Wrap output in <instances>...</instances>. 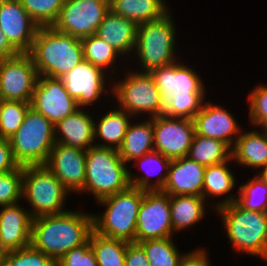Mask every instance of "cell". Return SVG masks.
I'll return each mask as SVG.
<instances>
[{
    "instance_id": "obj_48",
    "label": "cell",
    "mask_w": 267,
    "mask_h": 266,
    "mask_svg": "<svg viewBox=\"0 0 267 266\" xmlns=\"http://www.w3.org/2000/svg\"><path fill=\"white\" fill-rule=\"evenodd\" d=\"M261 168H263V170L258 173V176L267 184V164Z\"/></svg>"
},
{
    "instance_id": "obj_12",
    "label": "cell",
    "mask_w": 267,
    "mask_h": 266,
    "mask_svg": "<svg viewBox=\"0 0 267 266\" xmlns=\"http://www.w3.org/2000/svg\"><path fill=\"white\" fill-rule=\"evenodd\" d=\"M172 235L170 195L161 190L144 191L137 216L136 243Z\"/></svg>"
},
{
    "instance_id": "obj_7",
    "label": "cell",
    "mask_w": 267,
    "mask_h": 266,
    "mask_svg": "<svg viewBox=\"0 0 267 266\" xmlns=\"http://www.w3.org/2000/svg\"><path fill=\"white\" fill-rule=\"evenodd\" d=\"M69 191L44 165L23 167L22 198L32 207V218L45 215H58L63 209Z\"/></svg>"
},
{
    "instance_id": "obj_4",
    "label": "cell",
    "mask_w": 267,
    "mask_h": 266,
    "mask_svg": "<svg viewBox=\"0 0 267 266\" xmlns=\"http://www.w3.org/2000/svg\"><path fill=\"white\" fill-rule=\"evenodd\" d=\"M233 248L261 257L267 251V213L253 212L236 201L216 209Z\"/></svg>"
},
{
    "instance_id": "obj_42",
    "label": "cell",
    "mask_w": 267,
    "mask_h": 266,
    "mask_svg": "<svg viewBox=\"0 0 267 266\" xmlns=\"http://www.w3.org/2000/svg\"><path fill=\"white\" fill-rule=\"evenodd\" d=\"M250 93L249 118L253 125H258L267 116V86H257Z\"/></svg>"
},
{
    "instance_id": "obj_24",
    "label": "cell",
    "mask_w": 267,
    "mask_h": 266,
    "mask_svg": "<svg viewBox=\"0 0 267 266\" xmlns=\"http://www.w3.org/2000/svg\"><path fill=\"white\" fill-rule=\"evenodd\" d=\"M231 158L246 167L261 168L267 164V133H241L232 147Z\"/></svg>"
},
{
    "instance_id": "obj_46",
    "label": "cell",
    "mask_w": 267,
    "mask_h": 266,
    "mask_svg": "<svg viewBox=\"0 0 267 266\" xmlns=\"http://www.w3.org/2000/svg\"><path fill=\"white\" fill-rule=\"evenodd\" d=\"M19 52L10 44L7 37L0 30V59L6 57H12Z\"/></svg>"
},
{
    "instance_id": "obj_2",
    "label": "cell",
    "mask_w": 267,
    "mask_h": 266,
    "mask_svg": "<svg viewBox=\"0 0 267 266\" xmlns=\"http://www.w3.org/2000/svg\"><path fill=\"white\" fill-rule=\"evenodd\" d=\"M39 76L61 78L84 60L80 38L52 26L39 27L28 52Z\"/></svg>"
},
{
    "instance_id": "obj_14",
    "label": "cell",
    "mask_w": 267,
    "mask_h": 266,
    "mask_svg": "<svg viewBox=\"0 0 267 266\" xmlns=\"http://www.w3.org/2000/svg\"><path fill=\"white\" fill-rule=\"evenodd\" d=\"M30 107L46 117L53 125L79 109L60 78L39 76Z\"/></svg>"
},
{
    "instance_id": "obj_17",
    "label": "cell",
    "mask_w": 267,
    "mask_h": 266,
    "mask_svg": "<svg viewBox=\"0 0 267 266\" xmlns=\"http://www.w3.org/2000/svg\"><path fill=\"white\" fill-rule=\"evenodd\" d=\"M104 73L106 71L83 60L60 79L70 96L77 101L78 107L83 108L84 105L97 101L103 92H107Z\"/></svg>"
},
{
    "instance_id": "obj_35",
    "label": "cell",
    "mask_w": 267,
    "mask_h": 266,
    "mask_svg": "<svg viewBox=\"0 0 267 266\" xmlns=\"http://www.w3.org/2000/svg\"><path fill=\"white\" fill-rule=\"evenodd\" d=\"M84 60L106 71L109 66L120 56L112 46L96 34L81 38Z\"/></svg>"
},
{
    "instance_id": "obj_11",
    "label": "cell",
    "mask_w": 267,
    "mask_h": 266,
    "mask_svg": "<svg viewBox=\"0 0 267 266\" xmlns=\"http://www.w3.org/2000/svg\"><path fill=\"white\" fill-rule=\"evenodd\" d=\"M109 10V0H65L52 27L81 39L96 34Z\"/></svg>"
},
{
    "instance_id": "obj_5",
    "label": "cell",
    "mask_w": 267,
    "mask_h": 266,
    "mask_svg": "<svg viewBox=\"0 0 267 266\" xmlns=\"http://www.w3.org/2000/svg\"><path fill=\"white\" fill-rule=\"evenodd\" d=\"M128 170L118 150L92 146L86 151V179L82 192L96 200L126 190L130 184Z\"/></svg>"
},
{
    "instance_id": "obj_21",
    "label": "cell",
    "mask_w": 267,
    "mask_h": 266,
    "mask_svg": "<svg viewBox=\"0 0 267 266\" xmlns=\"http://www.w3.org/2000/svg\"><path fill=\"white\" fill-rule=\"evenodd\" d=\"M1 207L0 238L4 246L8 251L30 246L33 220L30 212L17 203Z\"/></svg>"
},
{
    "instance_id": "obj_39",
    "label": "cell",
    "mask_w": 267,
    "mask_h": 266,
    "mask_svg": "<svg viewBox=\"0 0 267 266\" xmlns=\"http://www.w3.org/2000/svg\"><path fill=\"white\" fill-rule=\"evenodd\" d=\"M23 167L0 174V207L16 204L22 199Z\"/></svg>"
},
{
    "instance_id": "obj_13",
    "label": "cell",
    "mask_w": 267,
    "mask_h": 266,
    "mask_svg": "<svg viewBox=\"0 0 267 266\" xmlns=\"http://www.w3.org/2000/svg\"><path fill=\"white\" fill-rule=\"evenodd\" d=\"M152 123L154 151L171 160L187 157L195 135L193 119L161 114L152 117Z\"/></svg>"
},
{
    "instance_id": "obj_23",
    "label": "cell",
    "mask_w": 267,
    "mask_h": 266,
    "mask_svg": "<svg viewBox=\"0 0 267 266\" xmlns=\"http://www.w3.org/2000/svg\"><path fill=\"white\" fill-rule=\"evenodd\" d=\"M138 24L109 10L96 35L112 46L121 55L134 51Z\"/></svg>"
},
{
    "instance_id": "obj_1",
    "label": "cell",
    "mask_w": 267,
    "mask_h": 266,
    "mask_svg": "<svg viewBox=\"0 0 267 266\" xmlns=\"http://www.w3.org/2000/svg\"><path fill=\"white\" fill-rule=\"evenodd\" d=\"M93 230L92 214L66 211L32 220L31 246L55 263L71 249L85 244Z\"/></svg>"
},
{
    "instance_id": "obj_3",
    "label": "cell",
    "mask_w": 267,
    "mask_h": 266,
    "mask_svg": "<svg viewBox=\"0 0 267 266\" xmlns=\"http://www.w3.org/2000/svg\"><path fill=\"white\" fill-rule=\"evenodd\" d=\"M144 190L129 186L126 190L104 197L97 202L106 205L102 215L93 216V230L100 235L136 242L137 216Z\"/></svg>"
},
{
    "instance_id": "obj_22",
    "label": "cell",
    "mask_w": 267,
    "mask_h": 266,
    "mask_svg": "<svg viewBox=\"0 0 267 266\" xmlns=\"http://www.w3.org/2000/svg\"><path fill=\"white\" fill-rule=\"evenodd\" d=\"M93 118L83 111L82 108L67 116L54 125L56 143L67 147H76L87 151L94 146ZM59 132V136L57 137ZM93 142V144H92Z\"/></svg>"
},
{
    "instance_id": "obj_38",
    "label": "cell",
    "mask_w": 267,
    "mask_h": 266,
    "mask_svg": "<svg viewBox=\"0 0 267 266\" xmlns=\"http://www.w3.org/2000/svg\"><path fill=\"white\" fill-rule=\"evenodd\" d=\"M23 8L39 27L52 26L65 0H20Z\"/></svg>"
},
{
    "instance_id": "obj_8",
    "label": "cell",
    "mask_w": 267,
    "mask_h": 266,
    "mask_svg": "<svg viewBox=\"0 0 267 266\" xmlns=\"http://www.w3.org/2000/svg\"><path fill=\"white\" fill-rule=\"evenodd\" d=\"M170 14L138 26L134 50L143 72L175 63V26Z\"/></svg>"
},
{
    "instance_id": "obj_50",
    "label": "cell",
    "mask_w": 267,
    "mask_h": 266,
    "mask_svg": "<svg viewBox=\"0 0 267 266\" xmlns=\"http://www.w3.org/2000/svg\"><path fill=\"white\" fill-rule=\"evenodd\" d=\"M261 258H264V261H267V251L261 256Z\"/></svg>"
},
{
    "instance_id": "obj_26",
    "label": "cell",
    "mask_w": 267,
    "mask_h": 266,
    "mask_svg": "<svg viewBox=\"0 0 267 266\" xmlns=\"http://www.w3.org/2000/svg\"><path fill=\"white\" fill-rule=\"evenodd\" d=\"M109 8L138 25L158 20L170 12L163 0H109Z\"/></svg>"
},
{
    "instance_id": "obj_49",
    "label": "cell",
    "mask_w": 267,
    "mask_h": 266,
    "mask_svg": "<svg viewBox=\"0 0 267 266\" xmlns=\"http://www.w3.org/2000/svg\"><path fill=\"white\" fill-rule=\"evenodd\" d=\"M257 126H261L263 129L261 131L267 133V116Z\"/></svg>"
},
{
    "instance_id": "obj_32",
    "label": "cell",
    "mask_w": 267,
    "mask_h": 266,
    "mask_svg": "<svg viewBox=\"0 0 267 266\" xmlns=\"http://www.w3.org/2000/svg\"><path fill=\"white\" fill-rule=\"evenodd\" d=\"M239 198L233 195L216 204L215 209L236 201L241 207L253 212L267 213V184L257 175L247 184L239 186Z\"/></svg>"
},
{
    "instance_id": "obj_28",
    "label": "cell",
    "mask_w": 267,
    "mask_h": 266,
    "mask_svg": "<svg viewBox=\"0 0 267 266\" xmlns=\"http://www.w3.org/2000/svg\"><path fill=\"white\" fill-rule=\"evenodd\" d=\"M205 199L197 195H170L173 232L195 225L205 214Z\"/></svg>"
},
{
    "instance_id": "obj_15",
    "label": "cell",
    "mask_w": 267,
    "mask_h": 266,
    "mask_svg": "<svg viewBox=\"0 0 267 266\" xmlns=\"http://www.w3.org/2000/svg\"><path fill=\"white\" fill-rule=\"evenodd\" d=\"M68 191L82 192L86 179V151L55 143L44 164Z\"/></svg>"
},
{
    "instance_id": "obj_44",
    "label": "cell",
    "mask_w": 267,
    "mask_h": 266,
    "mask_svg": "<svg viewBox=\"0 0 267 266\" xmlns=\"http://www.w3.org/2000/svg\"><path fill=\"white\" fill-rule=\"evenodd\" d=\"M18 167L12 155L9 140L0 137V174L13 171Z\"/></svg>"
},
{
    "instance_id": "obj_45",
    "label": "cell",
    "mask_w": 267,
    "mask_h": 266,
    "mask_svg": "<svg viewBox=\"0 0 267 266\" xmlns=\"http://www.w3.org/2000/svg\"><path fill=\"white\" fill-rule=\"evenodd\" d=\"M207 258L205 249H196L194 252H189V255L180 266H210L209 259Z\"/></svg>"
},
{
    "instance_id": "obj_31",
    "label": "cell",
    "mask_w": 267,
    "mask_h": 266,
    "mask_svg": "<svg viewBox=\"0 0 267 266\" xmlns=\"http://www.w3.org/2000/svg\"><path fill=\"white\" fill-rule=\"evenodd\" d=\"M88 240L98 266H125L128 242L100 235L94 230Z\"/></svg>"
},
{
    "instance_id": "obj_20",
    "label": "cell",
    "mask_w": 267,
    "mask_h": 266,
    "mask_svg": "<svg viewBox=\"0 0 267 266\" xmlns=\"http://www.w3.org/2000/svg\"><path fill=\"white\" fill-rule=\"evenodd\" d=\"M205 166L181 157L171 160L166 183L161 191L168 195H197L203 197Z\"/></svg>"
},
{
    "instance_id": "obj_19",
    "label": "cell",
    "mask_w": 267,
    "mask_h": 266,
    "mask_svg": "<svg viewBox=\"0 0 267 266\" xmlns=\"http://www.w3.org/2000/svg\"><path fill=\"white\" fill-rule=\"evenodd\" d=\"M156 87L164 100L174 92L180 93H205V86L201 78L183 63H173L168 66L157 67L150 72Z\"/></svg>"
},
{
    "instance_id": "obj_41",
    "label": "cell",
    "mask_w": 267,
    "mask_h": 266,
    "mask_svg": "<svg viewBox=\"0 0 267 266\" xmlns=\"http://www.w3.org/2000/svg\"><path fill=\"white\" fill-rule=\"evenodd\" d=\"M56 266H98V264L88 240L85 244L68 251Z\"/></svg>"
},
{
    "instance_id": "obj_27",
    "label": "cell",
    "mask_w": 267,
    "mask_h": 266,
    "mask_svg": "<svg viewBox=\"0 0 267 266\" xmlns=\"http://www.w3.org/2000/svg\"><path fill=\"white\" fill-rule=\"evenodd\" d=\"M135 161L139 162V165L141 164L140 166H144L142 168L144 171L146 170V175L136 178V176L133 177L130 170H128V181L130 186L144 191L162 190L166 183L171 159L166 158L160 152L151 151L143 155L141 158L135 159ZM163 170H165V173ZM160 172H163V174L161 175ZM155 174L160 175V177L155 179V181H153L154 183L150 182V178L155 176Z\"/></svg>"
},
{
    "instance_id": "obj_6",
    "label": "cell",
    "mask_w": 267,
    "mask_h": 266,
    "mask_svg": "<svg viewBox=\"0 0 267 266\" xmlns=\"http://www.w3.org/2000/svg\"><path fill=\"white\" fill-rule=\"evenodd\" d=\"M8 140L19 166L44 165L56 143L54 125L29 107L21 127Z\"/></svg>"
},
{
    "instance_id": "obj_25",
    "label": "cell",
    "mask_w": 267,
    "mask_h": 266,
    "mask_svg": "<svg viewBox=\"0 0 267 266\" xmlns=\"http://www.w3.org/2000/svg\"><path fill=\"white\" fill-rule=\"evenodd\" d=\"M154 151V128L151 119L142 123L129 124L123 143L118 149L121 159L127 164Z\"/></svg>"
},
{
    "instance_id": "obj_9",
    "label": "cell",
    "mask_w": 267,
    "mask_h": 266,
    "mask_svg": "<svg viewBox=\"0 0 267 266\" xmlns=\"http://www.w3.org/2000/svg\"><path fill=\"white\" fill-rule=\"evenodd\" d=\"M124 80L115 83L111 88L116 96L120 109L135 116L140 113H150V117H157L164 113L165 100L149 72H128Z\"/></svg>"
},
{
    "instance_id": "obj_43",
    "label": "cell",
    "mask_w": 267,
    "mask_h": 266,
    "mask_svg": "<svg viewBox=\"0 0 267 266\" xmlns=\"http://www.w3.org/2000/svg\"><path fill=\"white\" fill-rule=\"evenodd\" d=\"M125 266H150L146 253L139 243H127Z\"/></svg>"
},
{
    "instance_id": "obj_36",
    "label": "cell",
    "mask_w": 267,
    "mask_h": 266,
    "mask_svg": "<svg viewBox=\"0 0 267 266\" xmlns=\"http://www.w3.org/2000/svg\"><path fill=\"white\" fill-rule=\"evenodd\" d=\"M205 93H176L165 100L164 115L178 118H190L201 110Z\"/></svg>"
},
{
    "instance_id": "obj_37",
    "label": "cell",
    "mask_w": 267,
    "mask_h": 266,
    "mask_svg": "<svg viewBox=\"0 0 267 266\" xmlns=\"http://www.w3.org/2000/svg\"><path fill=\"white\" fill-rule=\"evenodd\" d=\"M29 102L0 100V137L10 139L21 127Z\"/></svg>"
},
{
    "instance_id": "obj_33",
    "label": "cell",
    "mask_w": 267,
    "mask_h": 266,
    "mask_svg": "<svg viewBox=\"0 0 267 266\" xmlns=\"http://www.w3.org/2000/svg\"><path fill=\"white\" fill-rule=\"evenodd\" d=\"M172 238L167 237L139 242L146 253L150 266H180L187 258L189 254L180 255Z\"/></svg>"
},
{
    "instance_id": "obj_40",
    "label": "cell",
    "mask_w": 267,
    "mask_h": 266,
    "mask_svg": "<svg viewBox=\"0 0 267 266\" xmlns=\"http://www.w3.org/2000/svg\"><path fill=\"white\" fill-rule=\"evenodd\" d=\"M2 266H56V263L48 255L30 245L26 248L9 251Z\"/></svg>"
},
{
    "instance_id": "obj_29",
    "label": "cell",
    "mask_w": 267,
    "mask_h": 266,
    "mask_svg": "<svg viewBox=\"0 0 267 266\" xmlns=\"http://www.w3.org/2000/svg\"><path fill=\"white\" fill-rule=\"evenodd\" d=\"M129 115L125 110L115 109L108 111L99 121V125L94 124V139L101 138L107 144H94L99 147H107L118 150L122 143L130 124ZM97 137V138H96Z\"/></svg>"
},
{
    "instance_id": "obj_34",
    "label": "cell",
    "mask_w": 267,
    "mask_h": 266,
    "mask_svg": "<svg viewBox=\"0 0 267 266\" xmlns=\"http://www.w3.org/2000/svg\"><path fill=\"white\" fill-rule=\"evenodd\" d=\"M229 161L207 166L204 172L203 198L227 195L235 185V177L227 167Z\"/></svg>"
},
{
    "instance_id": "obj_16",
    "label": "cell",
    "mask_w": 267,
    "mask_h": 266,
    "mask_svg": "<svg viewBox=\"0 0 267 266\" xmlns=\"http://www.w3.org/2000/svg\"><path fill=\"white\" fill-rule=\"evenodd\" d=\"M38 29L20 0H0V30L18 52H29Z\"/></svg>"
},
{
    "instance_id": "obj_10",
    "label": "cell",
    "mask_w": 267,
    "mask_h": 266,
    "mask_svg": "<svg viewBox=\"0 0 267 266\" xmlns=\"http://www.w3.org/2000/svg\"><path fill=\"white\" fill-rule=\"evenodd\" d=\"M39 74L28 52L0 59V100L31 102Z\"/></svg>"
},
{
    "instance_id": "obj_30",
    "label": "cell",
    "mask_w": 267,
    "mask_h": 266,
    "mask_svg": "<svg viewBox=\"0 0 267 266\" xmlns=\"http://www.w3.org/2000/svg\"><path fill=\"white\" fill-rule=\"evenodd\" d=\"M231 149L221 140L195 134L187 157L207 167L232 160Z\"/></svg>"
},
{
    "instance_id": "obj_18",
    "label": "cell",
    "mask_w": 267,
    "mask_h": 266,
    "mask_svg": "<svg viewBox=\"0 0 267 266\" xmlns=\"http://www.w3.org/2000/svg\"><path fill=\"white\" fill-rule=\"evenodd\" d=\"M193 123L195 134L221 140L231 148L234 140L240 136L241 129L233 115L228 110L210 102L203 103L201 110L194 116ZM233 135H236L234 140Z\"/></svg>"
},
{
    "instance_id": "obj_47",
    "label": "cell",
    "mask_w": 267,
    "mask_h": 266,
    "mask_svg": "<svg viewBox=\"0 0 267 266\" xmlns=\"http://www.w3.org/2000/svg\"><path fill=\"white\" fill-rule=\"evenodd\" d=\"M9 251L7 248L4 246L1 238H0V266L3 265L4 260L8 256Z\"/></svg>"
}]
</instances>
